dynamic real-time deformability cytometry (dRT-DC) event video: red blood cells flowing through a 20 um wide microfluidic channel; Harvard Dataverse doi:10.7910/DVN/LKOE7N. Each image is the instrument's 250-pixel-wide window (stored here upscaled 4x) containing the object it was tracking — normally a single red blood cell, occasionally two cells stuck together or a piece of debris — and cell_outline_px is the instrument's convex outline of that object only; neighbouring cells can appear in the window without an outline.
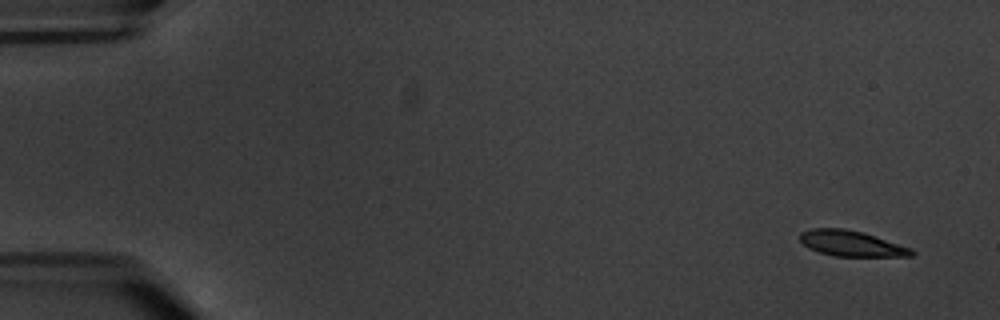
{"species": "common noctule bat (a hibernating species)", "species_latin": "Nyctalus noctula", "temperature_condition": "warm", "stored_images_in_passage": 8, "camera_frame_rate_fps": 3000, "um_per_image_px": 0.085, "animal": {"sex": "male", "body_mass_g": 20.1, "forearm_length_mm": 53.5}, "frame": {"image": 1, "passage_image": 1, "time_ms": 0.0, "image_size_px": [1000, 320], "cell_outline_px": [[916, 252], [912, 256], [832, 256], [808, 248], [800, 240], [800, 232], [812, 228], [844, 228], [864, 232], [912, 248]], "centroid_in_image_um": [72.37, 20.69], "position_along_channel_um": 12.6, "area_um2": 16.76}}
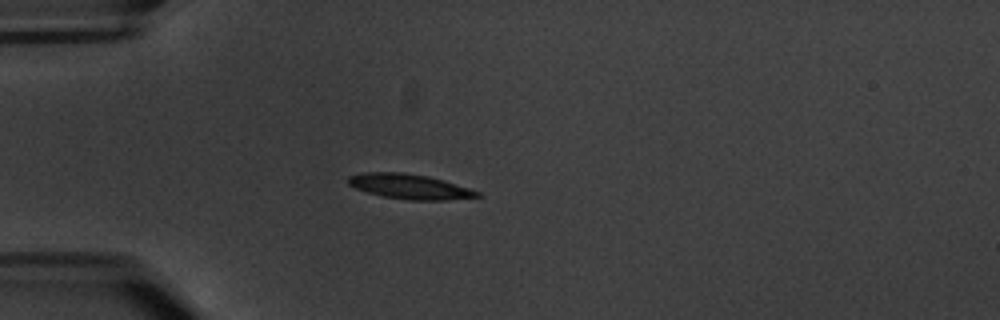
{"frame": {"image": 2, "passage_image": 5, "time_ms": 4.667, "image_size_px": [1000, 320], "cell_outline_px": [[480, 196], [444, 200], [412, 200], [384, 196], [368, 192], [356, 188], [348, 184], [348, 176], [364, 172], [404, 172], [428, 176], [468, 188], [480, 192]], "centroid_in_image_um": [34.78, 15.84], "position_along_channel_um": 50.2, "area_um2": 18.38}}
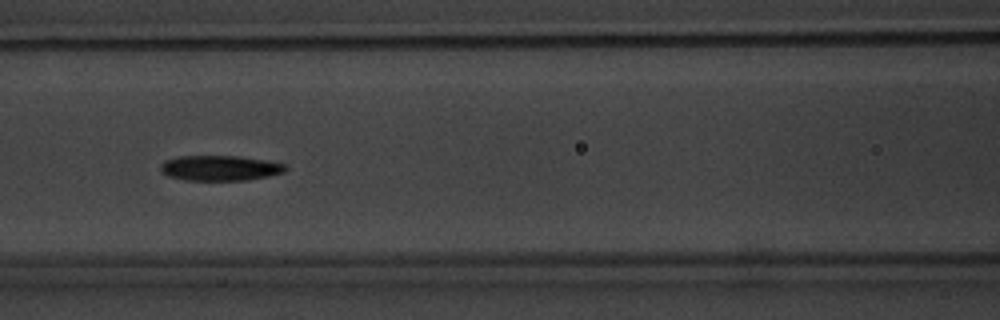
{"frame": {"image": 3, "passage_image": 8, "time_ms": 8.0, "image_size_px": [1000, 320], "cell_outline_px": [[288, 168], [284, 172], [268, 176], [248, 180], [188, 180], [168, 176], [160, 168], [160, 164], [164, 160], [180, 156], [236, 156], [288, 164]], "centroid_in_image_um": [18.72, 14.28], "position_along_channel_um": 147.9, "area_um2": 18.26}}